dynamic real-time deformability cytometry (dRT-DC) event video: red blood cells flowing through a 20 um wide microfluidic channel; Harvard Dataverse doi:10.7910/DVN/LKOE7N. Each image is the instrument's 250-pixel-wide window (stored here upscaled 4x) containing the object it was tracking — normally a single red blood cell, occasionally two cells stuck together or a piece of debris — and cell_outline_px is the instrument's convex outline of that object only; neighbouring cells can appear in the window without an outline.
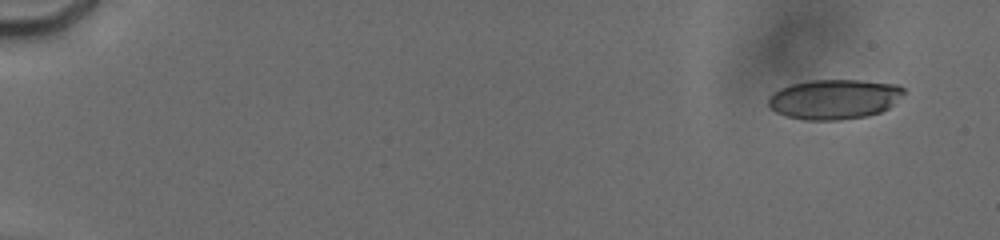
{"species": "human", "species_latin": "Homo sapiens", "temperature_condition": "cold", "stored_images_in_passage": 36, "camera_frame_rate_fps": 3000, "um_per_image_px": 0.085, "donor": {"sex": "male"}, "frame": {"image": 1, "passage_image": 3, "time_ms": 1.0, "image_size_px": [1000, 240], "cell_outline_px": [[904, 92], [888, 108], [880, 112], [864, 116], [840, 120], [804, 120], [788, 116], [776, 112], [768, 104], [768, 100], [780, 88], [792, 84], [808, 80], [860, 80], [900, 84], [904, 88]], "centroid_in_image_um": [70.93, 8.42], "position_along_channel_um": 14.1, "area_um2": 31.21}}
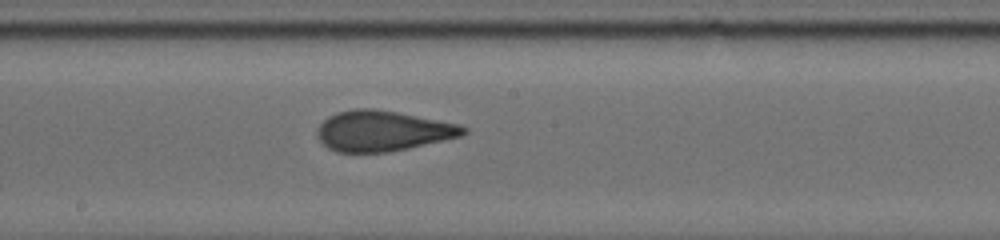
{"frame": {"image": 2, "passage_image": 27, "time_ms": 10.667, "image_size_px": [1000, 240], "cell_outline_px": [[468, 132], [460, 136], [408, 148], [388, 152], [336, 152], [328, 148], [316, 136], [316, 128], [328, 116], [336, 112], [356, 108], [372, 108], [396, 112], [460, 124], [468, 128]], "centroid_in_image_um": [32.49, 11.12], "position_along_channel_um": 215.7, "area_um2": 34.39}}
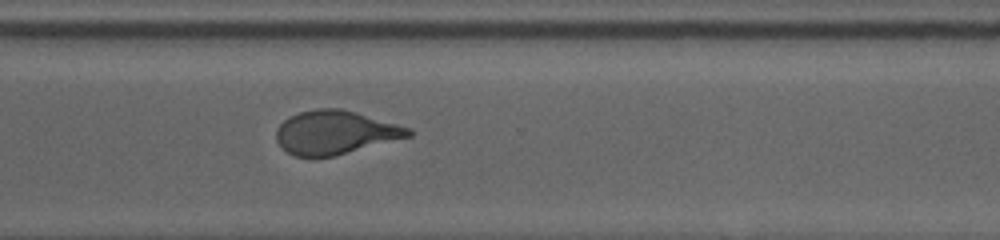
{"frame": {"image": 3, "passage_image": 36, "time_ms": 14.0, "image_size_px": [1000, 240], "cell_outline_px": [[412, 136], [332, 156], [296, 156], [288, 152], [276, 140], [276, 128], [288, 116], [300, 112], [316, 108], [340, 108], [356, 112], [412, 128]], "centroid_in_image_um": [28.49, 11.23], "position_along_channel_um": 342.1, "area_um2": 33.35}}